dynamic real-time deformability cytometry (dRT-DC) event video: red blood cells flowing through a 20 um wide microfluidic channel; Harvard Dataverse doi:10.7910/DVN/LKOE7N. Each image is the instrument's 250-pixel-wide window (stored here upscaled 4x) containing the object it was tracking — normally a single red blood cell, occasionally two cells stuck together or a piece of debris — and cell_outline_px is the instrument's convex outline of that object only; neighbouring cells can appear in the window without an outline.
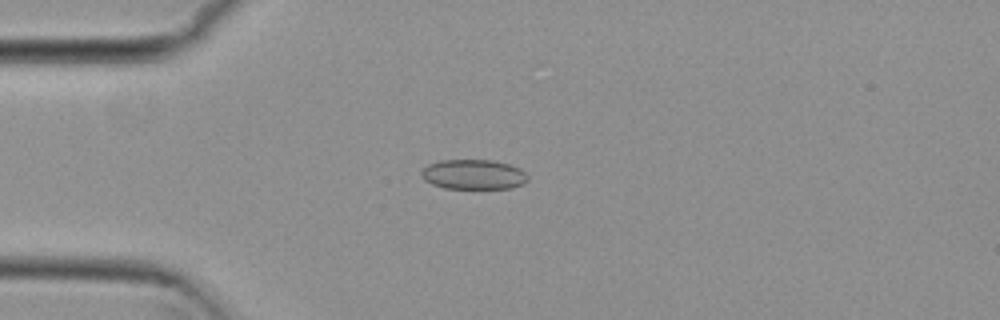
{"species": "common noctule bat (a hibernating species)", "species_latin": "Nyctalus noctula", "temperature_condition": "cold", "stored_images_in_passage": 53, "camera_frame_rate_fps": 3000, "um_per_image_px": 0.085, "animal": {"sex": "female", "body_mass_g": 29.2, "forearm_length_mm": 56.3}, "frame": {"image": 1, "passage_image": 13, "time_ms": 4.0, "image_size_px": [1000, 320], "cell_outline_px": [[528, 180], [524, 184], [512, 188], [444, 188], [432, 184], [424, 180], [420, 172], [428, 164], [440, 160], [492, 160], [508, 164], [520, 168], [528, 176]], "centroid_in_image_um": [40.25, 14.83], "position_along_channel_um": 44.7, "area_um2": 18.55}}
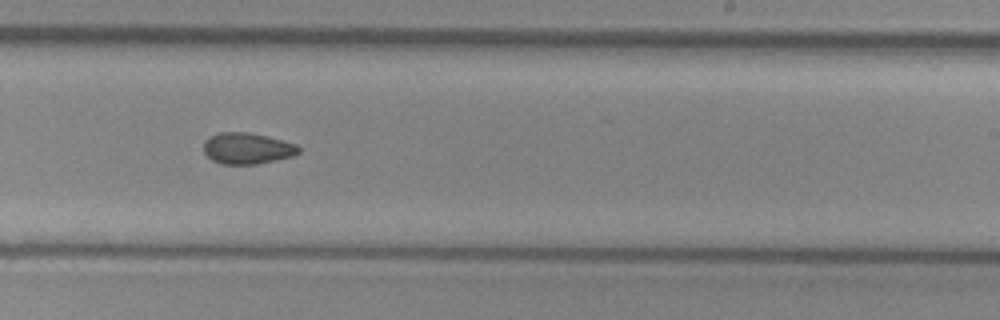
{"frame": {"image": 2, "passage_image": 32, "time_ms": 10.333, "image_size_px": [1000, 320], "cell_outline_px": [[300, 152], [292, 156], [276, 160], [256, 164], [220, 164], [212, 160], [204, 152], [204, 140], [220, 132], [248, 132], [296, 144], [300, 148]], "centroid_in_image_um": [20.99, 12.62], "position_along_channel_um": 268.0, "area_um2": 17.11}}
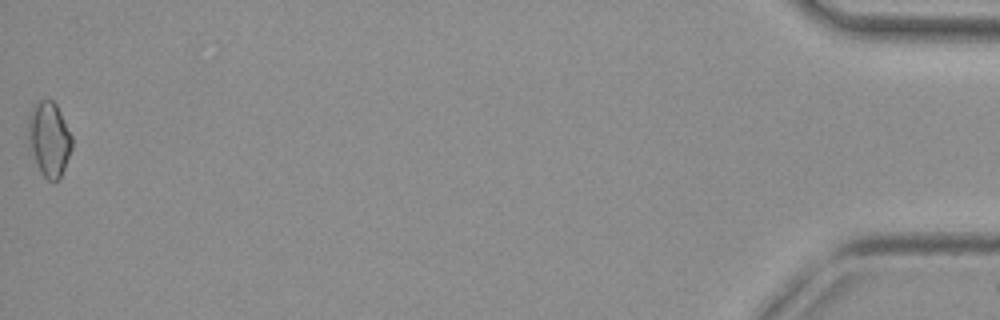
{"frame": {"image": 3, "passage_image": 53, "time_ms": 17.333, "image_size_px": [1000, 320], "cell_outline_px": [[72, 148], [64, 168], [60, 176], [56, 180], [48, 180], [40, 172], [36, 164], [28, 136], [28, 120], [32, 108], [40, 100], [52, 100], [56, 104], [72, 136]], "centroid_in_image_um": [4.18, 11.81], "position_along_channel_um": 431.0, "area_um2": 18.55}, "authors_computed_cell_mechanics": {"area_um2": 17.629, "velocity_mm_per_s": 3.8208, "shape_relaxation_time_tau1_ms": null, "shape_relaxation_time_tau2_ms": 4.4763, "deformation_change_tau1": null, "deformation_change_tau2": 0.0854}}